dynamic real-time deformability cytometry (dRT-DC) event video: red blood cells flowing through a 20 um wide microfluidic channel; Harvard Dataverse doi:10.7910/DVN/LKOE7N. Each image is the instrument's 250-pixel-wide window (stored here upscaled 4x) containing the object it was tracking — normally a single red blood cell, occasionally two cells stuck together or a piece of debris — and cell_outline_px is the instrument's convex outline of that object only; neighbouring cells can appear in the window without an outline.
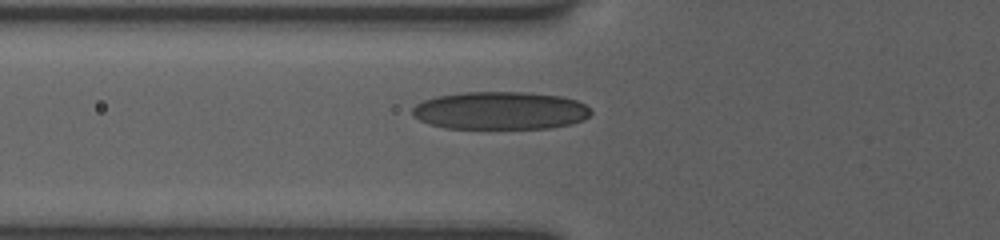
{"species": "human", "species_latin": "Homo sapiens", "temperature_condition": "room temperature", "stored_images_in_passage": 15, "camera_frame_rate_fps": 3000, "um_per_image_px": 0.085, "donor": {"sex": "female"}, "frame": {"image": 1, "passage_image": 2, "time_ms": 0.333, "image_size_px": [1000, 240], "cell_outline_px": [[592, 112], [584, 120], [572, 124], [548, 128], [444, 128], [428, 124], [412, 116], [412, 108], [416, 104], [424, 100], [436, 96], [464, 92], [524, 92], [560, 96], [576, 100], [584, 104]], "centroid_in_image_um": [42.5, 9.4], "position_along_channel_um": 83.3, "area_um2": 39.48}}
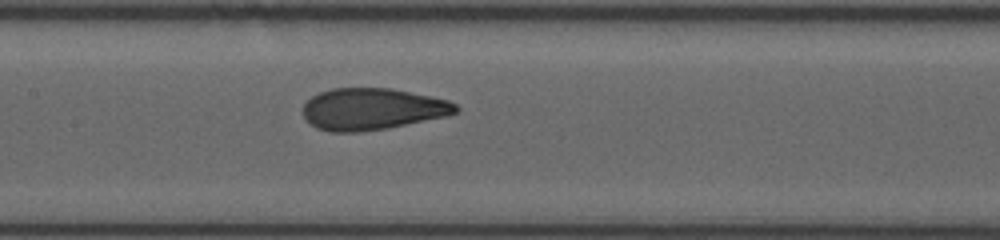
{"frame": {"image": 2, "passage_image": 9, "time_ms": 2.667, "image_size_px": [1000, 240], "cell_outline_px": [[460, 108], [456, 112], [448, 116], [388, 128], [360, 132], [332, 132], [316, 128], [304, 116], [304, 104], [312, 96], [320, 92], [332, 88], [392, 88], [448, 100], [456, 104]], "centroid_in_image_um": [31.67, 9.27], "position_along_channel_um": 175.7, "area_um2": 37.11}}
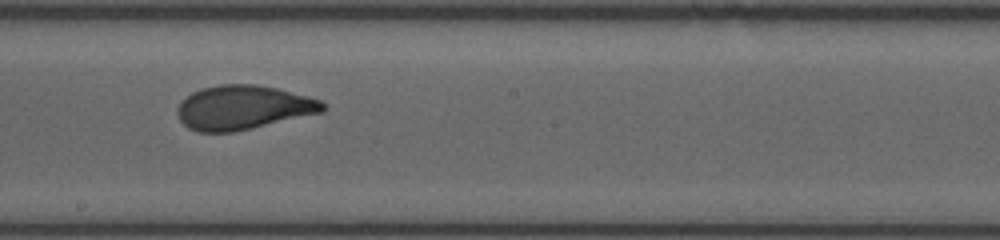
{"frame": {"image": 3, "passage_image": 13, "time_ms": 4.0, "image_size_px": [1000, 240], "cell_outline_px": [[328, 108], [324, 112], [252, 128], [232, 132], [196, 132], [188, 128], [180, 120], [176, 112], [176, 108], [192, 92], [200, 88], [220, 84], [256, 84], [276, 88], [308, 96], [320, 100], [328, 104]], "centroid_in_image_um": [20.7, 9.14], "position_along_channel_um": 227.5, "area_um2": 37.63}}